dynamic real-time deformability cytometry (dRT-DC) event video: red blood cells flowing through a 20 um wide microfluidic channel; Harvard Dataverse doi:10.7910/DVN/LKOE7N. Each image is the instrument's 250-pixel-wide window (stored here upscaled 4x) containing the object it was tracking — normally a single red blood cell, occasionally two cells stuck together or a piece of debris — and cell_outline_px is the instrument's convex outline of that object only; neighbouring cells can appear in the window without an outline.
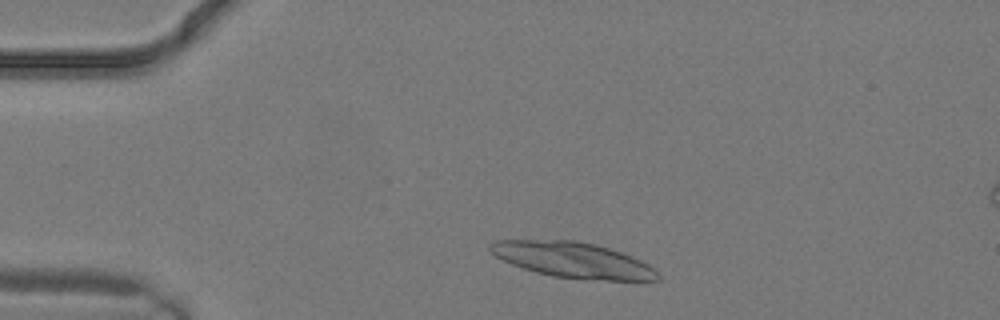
{"species": "common noctule bat (a hibernating species)", "species_latin": "Nyctalus noctula", "temperature_condition": "warm", "stored_images_in_passage": 8, "segment_of_instrument_passage": [1, 2], "camera_frame_rate_fps": 3000, "um_per_image_px": 0.085, "animal": {"sex": "male", "body_mass_g": 19.2, "forearm_length_mm": 51.8}, "frame": {"image": 1, "passage_image": 2, "time_ms": 0.333, "image_size_px": [1000, 320], "cell_outline_px": [[660, 280], [588, 280], [552, 276], [536, 272], [512, 264], [496, 256], [488, 248], [488, 244], [496, 240], [576, 240], [608, 248], [632, 256], [648, 264], [660, 276]], "centroid_in_image_um": [48.68, 22.1], "position_along_channel_um": 36.3, "area_um2": 34.45}}